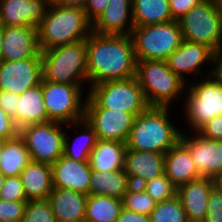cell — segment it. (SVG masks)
Segmentation results:
<instances>
[{
  "label": "cell",
  "mask_w": 222,
  "mask_h": 222,
  "mask_svg": "<svg viewBox=\"0 0 222 222\" xmlns=\"http://www.w3.org/2000/svg\"><path fill=\"white\" fill-rule=\"evenodd\" d=\"M88 85L135 77L136 57L131 35L91 32L86 39Z\"/></svg>",
  "instance_id": "6da1fadb"
},
{
  "label": "cell",
  "mask_w": 222,
  "mask_h": 222,
  "mask_svg": "<svg viewBox=\"0 0 222 222\" xmlns=\"http://www.w3.org/2000/svg\"><path fill=\"white\" fill-rule=\"evenodd\" d=\"M171 107L149 106L136 116L129 137L127 149L165 154L179 140L183 130L174 125L168 111Z\"/></svg>",
  "instance_id": "7a4b0ae2"
},
{
  "label": "cell",
  "mask_w": 222,
  "mask_h": 222,
  "mask_svg": "<svg viewBox=\"0 0 222 222\" xmlns=\"http://www.w3.org/2000/svg\"><path fill=\"white\" fill-rule=\"evenodd\" d=\"M36 29L40 51H45L86 40L92 32V23L83 7L50 4Z\"/></svg>",
  "instance_id": "3957f363"
},
{
  "label": "cell",
  "mask_w": 222,
  "mask_h": 222,
  "mask_svg": "<svg viewBox=\"0 0 222 222\" xmlns=\"http://www.w3.org/2000/svg\"><path fill=\"white\" fill-rule=\"evenodd\" d=\"M135 78L149 106L172 107L182 97L184 100L187 83L171 71L166 61H137Z\"/></svg>",
  "instance_id": "277c9868"
},
{
  "label": "cell",
  "mask_w": 222,
  "mask_h": 222,
  "mask_svg": "<svg viewBox=\"0 0 222 222\" xmlns=\"http://www.w3.org/2000/svg\"><path fill=\"white\" fill-rule=\"evenodd\" d=\"M86 40L41 51L43 79L64 84H87Z\"/></svg>",
  "instance_id": "5b68a950"
},
{
  "label": "cell",
  "mask_w": 222,
  "mask_h": 222,
  "mask_svg": "<svg viewBox=\"0 0 222 222\" xmlns=\"http://www.w3.org/2000/svg\"><path fill=\"white\" fill-rule=\"evenodd\" d=\"M85 107H102L121 110L137 116L147 104L142 88L135 77L125 80H108L88 88Z\"/></svg>",
  "instance_id": "8992f818"
},
{
  "label": "cell",
  "mask_w": 222,
  "mask_h": 222,
  "mask_svg": "<svg viewBox=\"0 0 222 222\" xmlns=\"http://www.w3.org/2000/svg\"><path fill=\"white\" fill-rule=\"evenodd\" d=\"M197 80L187 84L183 100L188 132H196L208 120L222 115V85L210 75Z\"/></svg>",
  "instance_id": "52a82bcc"
},
{
  "label": "cell",
  "mask_w": 222,
  "mask_h": 222,
  "mask_svg": "<svg viewBox=\"0 0 222 222\" xmlns=\"http://www.w3.org/2000/svg\"><path fill=\"white\" fill-rule=\"evenodd\" d=\"M131 37L134 42L136 61L163 60L173 53L183 42L178 21L134 26Z\"/></svg>",
  "instance_id": "ba28073f"
},
{
  "label": "cell",
  "mask_w": 222,
  "mask_h": 222,
  "mask_svg": "<svg viewBox=\"0 0 222 222\" xmlns=\"http://www.w3.org/2000/svg\"><path fill=\"white\" fill-rule=\"evenodd\" d=\"M183 39L209 47L222 44V12L217 0H203L178 20Z\"/></svg>",
  "instance_id": "9c48e42d"
},
{
  "label": "cell",
  "mask_w": 222,
  "mask_h": 222,
  "mask_svg": "<svg viewBox=\"0 0 222 222\" xmlns=\"http://www.w3.org/2000/svg\"><path fill=\"white\" fill-rule=\"evenodd\" d=\"M85 85L56 83L42 78V94L48 119L64 124L85 119Z\"/></svg>",
  "instance_id": "30bf717a"
},
{
  "label": "cell",
  "mask_w": 222,
  "mask_h": 222,
  "mask_svg": "<svg viewBox=\"0 0 222 222\" xmlns=\"http://www.w3.org/2000/svg\"><path fill=\"white\" fill-rule=\"evenodd\" d=\"M65 128L68 129L67 124L50 121L20 129L19 135L26 143L31 161L55 163L63 155Z\"/></svg>",
  "instance_id": "8fae6325"
},
{
  "label": "cell",
  "mask_w": 222,
  "mask_h": 222,
  "mask_svg": "<svg viewBox=\"0 0 222 222\" xmlns=\"http://www.w3.org/2000/svg\"><path fill=\"white\" fill-rule=\"evenodd\" d=\"M212 53L213 51L205 45L183 40L179 48L171 53L165 61L171 71L188 84L194 80L193 77L197 79L210 75L211 70L209 69L211 68L209 67L211 65L209 64L212 62ZM205 65L208 66V73L206 70L203 71ZM203 72H206L204 76ZM187 76H191V78Z\"/></svg>",
  "instance_id": "7c38bea8"
},
{
  "label": "cell",
  "mask_w": 222,
  "mask_h": 222,
  "mask_svg": "<svg viewBox=\"0 0 222 222\" xmlns=\"http://www.w3.org/2000/svg\"><path fill=\"white\" fill-rule=\"evenodd\" d=\"M135 118L126 111L85 107V119L94 128L98 140L126 143Z\"/></svg>",
  "instance_id": "4fadbf2b"
},
{
  "label": "cell",
  "mask_w": 222,
  "mask_h": 222,
  "mask_svg": "<svg viewBox=\"0 0 222 222\" xmlns=\"http://www.w3.org/2000/svg\"><path fill=\"white\" fill-rule=\"evenodd\" d=\"M180 141L188 148L201 177L214 178L222 174V140L207 139L197 132L182 131Z\"/></svg>",
  "instance_id": "5bb4252c"
},
{
  "label": "cell",
  "mask_w": 222,
  "mask_h": 222,
  "mask_svg": "<svg viewBox=\"0 0 222 222\" xmlns=\"http://www.w3.org/2000/svg\"><path fill=\"white\" fill-rule=\"evenodd\" d=\"M42 59L27 58L20 61L0 60V90L22 94L41 84Z\"/></svg>",
  "instance_id": "9a60e30c"
},
{
  "label": "cell",
  "mask_w": 222,
  "mask_h": 222,
  "mask_svg": "<svg viewBox=\"0 0 222 222\" xmlns=\"http://www.w3.org/2000/svg\"><path fill=\"white\" fill-rule=\"evenodd\" d=\"M41 58L36 27H3L1 60Z\"/></svg>",
  "instance_id": "2e32d148"
},
{
  "label": "cell",
  "mask_w": 222,
  "mask_h": 222,
  "mask_svg": "<svg viewBox=\"0 0 222 222\" xmlns=\"http://www.w3.org/2000/svg\"><path fill=\"white\" fill-rule=\"evenodd\" d=\"M49 5L50 0H0V25L37 27Z\"/></svg>",
  "instance_id": "e0dca14e"
},
{
  "label": "cell",
  "mask_w": 222,
  "mask_h": 222,
  "mask_svg": "<svg viewBox=\"0 0 222 222\" xmlns=\"http://www.w3.org/2000/svg\"><path fill=\"white\" fill-rule=\"evenodd\" d=\"M53 188L69 189L89 195L92 170L88 161H75L62 155L51 164Z\"/></svg>",
  "instance_id": "ac0fdd59"
},
{
  "label": "cell",
  "mask_w": 222,
  "mask_h": 222,
  "mask_svg": "<svg viewBox=\"0 0 222 222\" xmlns=\"http://www.w3.org/2000/svg\"><path fill=\"white\" fill-rule=\"evenodd\" d=\"M133 27L132 0H109L92 23V31L102 35H131Z\"/></svg>",
  "instance_id": "d6986e66"
},
{
  "label": "cell",
  "mask_w": 222,
  "mask_h": 222,
  "mask_svg": "<svg viewBox=\"0 0 222 222\" xmlns=\"http://www.w3.org/2000/svg\"><path fill=\"white\" fill-rule=\"evenodd\" d=\"M165 154L126 149L124 170L133 185L141 186L164 173Z\"/></svg>",
  "instance_id": "ffe728a7"
},
{
  "label": "cell",
  "mask_w": 222,
  "mask_h": 222,
  "mask_svg": "<svg viewBox=\"0 0 222 222\" xmlns=\"http://www.w3.org/2000/svg\"><path fill=\"white\" fill-rule=\"evenodd\" d=\"M214 188L213 178L201 177L177 188L176 195L186 212L188 222H204L208 197Z\"/></svg>",
  "instance_id": "44dd1931"
},
{
  "label": "cell",
  "mask_w": 222,
  "mask_h": 222,
  "mask_svg": "<svg viewBox=\"0 0 222 222\" xmlns=\"http://www.w3.org/2000/svg\"><path fill=\"white\" fill-rule=\"evenodd\" d=\"M87 196L78 191L53 188L47 200L56 222H84Z\"/></svg>",
  "instance_id": "7402d4cb"
},
{
  "label": "cell",
  "mask_w": 222,
  "mask_h": 222,
  "mask_svg": "<svg viewBox=\"0 0 222 222\" xmlns=\"http://www.w3.org/2000/svg\"><path fill=\"white\" fill-rule=\"evenodd\" d=\"M164 172L176 188L201 178L188 148L180 140L165 153Z\"/></svg>",
  "instance_id": "603a6c76"
},
{
  "label": "cell",
  "mask_w": 222,
  "mask_h": 222,
  "mask_svg": "<svg viewBox=\"0 0 222 222\" xmlns=\"http://www.w3.org/2000/svg\"><path fill=\"white\" fill-rule=\"evenodd\" d=\"M18 112L12 118L18 130L27 125L50 122L44 104L41 84L19 95Z\"/></svg>",
  "instance_id": "cb8c5ba5"
},
{
  "label": "cell",
  "mask_w": 222,
  "mask_h": 222,
  "mask_svg": "<svg viewBox=\"0 0 222 222\" xmlns=\"http://www.w3.org/2000/svg\"><path fill=\"white\" fill-rule=\"evenodd\" d=\"M20 177L27 201L48 199L53 189L50 164L30 161Z\"/></svg>",
  "instance_id": "d4e9b609"
},
{
  "label": "cell",
  "mask_w": 222,
  "mask_h": 222,
  "mask_svg": "<svg viewBox=\"0 0 222 222\" xmlns=\"http://www.w3.org/2000/svg\"><path fill=\"white\" fill-rule=\"evenodd\" d=\"M126 143L113 140H97L88 163L92 171H117L124 169Z\"/></svg>",
  "instance_id": "484cf974"
},
{
  "label": "cell",
  "mask_w": 222,
  "mask_h": 222,
  "mask_svg": "<svg viewBox=\"0 0 222 222\" xmlns=\"http://www.w3.org/2000/svg\"><path fill=\"white\" fill-rule=\"evenodd\" d=\"M67 127H73V130L74 128L79 129L77 132H80V134L77 133L71 141V135H68L69 133L65 129L63 155L75 161H88L90 153L98 140L94 128L86 119L68 123Z\"/></svg>",
  "instance_id": "4316f807"
},
{
  "label": "cell",
  "mask_w": 222,
  "mask_h": 222,
  "mask_svg": "<svg viewBox=\"0 0 222 222\" xmlns=\"http://www.w3.org/2000/svg\"><path fill=\"white\" fill-rule=\"evenodd\" d=\"M89 195H106L122 199L132 185L124 169L117 171H92Z\"/></svg>",
  "instance_id": "83f0119b"
},
{
  "label": "cell",
  "mask_w": 222,
  "mask_h": 222,
  "mask_svg": "<svg viewBox=\"0 0 222 222\" xmlns=\"http://www.w3.org/2000/svg\"><path fill=\"white\" fill-rule=\"evenodd\" d=\"M132 18L134 26L170 22L169 0H132Z\"/></svg>",
  "instance_id": "f1b7e54d"
},
{
  "label": "cell",
  "mask_w": 222,
  "mask_h": 222,
  "mask_svg": "<svg viewBox=\"0 0 222 222\" xmlns=\"http://www.w3.org/2000/svg\"><path fill=\"white\" fill-rule=\"evenodd\" d=\"M30 161L26 143L19 134L15 138L4 140L0 171L5 177L20 175Z\"/></svg>",
  "instance_id": "f546056e"
},
{
  "label": "cell",
  "mask_w": 222,
  "mask_h": 222,
  "mask_svg": "<svg viewBox=\"0 0 222 222\" xmlns=\"http://www.w3.org/2000/svg\"><path fill=\"white\" fill-rule=\"evenodd\" d=\"M122 209L121 199L106 195H88L84 222H116Z\"/></svg>",
  "instance_id": "4dcf8cb0"
},
{
  "label": "cell",
  "mask_w": 222,
  "mask_h": 222,
  "mask_svg": "<svg viewBox=\"0 0 222 222\" xmlns=\"http://www.w3.org/2000/svg\"><path fill=\"white\" fill-rule=\"evenodd\" d=\"M149 216L151 222H188L186 212L177 195L169 200L156 202Z\"/></svg>",
  "instance_id": "1f68e13d"
},
{
  "label": "cell",
  "mask_w": 222,
  "mask_h": 222,
  "mask_svg": "<svg viewBox=\"0 0 222 222\" xmlns=\"http://www.w3.org/2000/svg\"><path fill=\"white\" fill-rule=\"evenodd\" d=\"M125 210L149 216L155 208L156 201L139 185H131L122 197Z\"/></svg>",
  "instance_id": "d6a6232c"
},
{
  "label": "cell",
  "mask_w": 222,
  "mask_h": 222,
  "mask_svg": "<svg viewBox=\"0 0 222 222\" xmlns=\"http://www.w3.org/2000/svg\"><path fill=\"white\" fill-rule=\"evenodd\" d=\"M141 187L156 202L169 200L176 196L177 188L172 184L171 180L166 176L165 172L156 178L149 180L141 185Z\"/></svg>",
  "instance_id": "836d02e7"
},
{
  "label": "cell",
  "mask_w": 222,
  "mask_h": 222,
  "mask_svg": "<svg viewBox=\"0 0 222 222\" xmlns=\"http://www.w3.org/2000/svg\"><path fill=\"white\" fill-rule=\"evenodd\" d=\"M21 222H56V219L48 200H29Z\"/></svg>",
  "instance_id": "e575fe53"
},
{
  "label": "cell",
  "mask_w": 222,
  "mask_h": 222,
  "mask_svg": "<svg viewBox=\"0 0 222 222\" xmlns=\"http://www.w3.org/2000/svg\"><path fill=\"white\" fill-rule=\"evenodd\" d=\"M0 200L27 201L20 175L5 177L4 184L0 189Z\"/></svg>",
  "instance_id": "d590c367"
},
{
  "label": "cell",
  "mask_w": 222,
  "mask_h": 222,
  "mask_svg": "<svg viewBox=\"0 0 222 222\" xmlns=\"http://www.w3.org/2000/svg\"><path fill=\"white\" fill-rule=\"evenodd\" d=\"M27 201L0 200V222H21Z\"/></svg>",
  "instance_id": "8d00e7d4"
},
{
  "label": "cell",
  "mask_w": 222,
  "mask_h": 222,
  "mask_svg": "<svg viewBox=\"0 0 222 222\" xmlns=\"http://www.w3.org/2000/svg\"><path fill=\"white\" fill-rule=\"evenodd\" d=\"M204 222H222V195L213 188L208 197L207 214Z\"/></svg>",
  "instance_id": "74e56055"
},
{
  "label": "cell",
  "mask_w": 222,
  "mask_h": 222,
  "mask_svg": "<svg viewBox=\"0 0 222 222\" xmlns=\"http://www.w3.org/2000/svg\"><path fill=\"white\" fill-rule=\"evenodd\" d=\"M196 132L207 139L222 140V115L208 120Z\"/></svg>",
  "instance_id": "f35d334b"
},
{
  "label": "cell",
  "mask_w": 222,
  "mask_h": 222,
  "mask_svg": "<svg viewBox=\"0 0 222 222\" xmlns=\"http://www.w3.org/2000/svg\"><path fill=\"white\" fill-rule=\"evenodd\" d=\"M202 1L203 0H169L172 19L178 21Z\"/></svg>",
  "instance_id": "ab89813d"
},
{
  "label": "cell",
  "mask_w": 222,
  "mask_h": 222,
  "mask_svg": "<svg viewBox=\"0 0 222 222\" xmlns=\"http://www.w3.org/2000/svg\"><path fill=\"white\" fill-rule=\"evenodd\" d=\"M18 134L19 130L14 125L13 119L0 107V140H9Z\"/></svg>",
  "instance_id": "60d3db41"
},
{
  "label": "cell",
  "mask_w": 222,
  "mask_h": 222,
  "mask_svg": "<svg viewBox=\"0 0 222 222\" xmlns=\"http://www.w3.org/2000/svg\"><path fill=\"white\" fill-rule=\"evenodd\" d=\"M18 98V94L0 90V107L11 118H13L18 112Z\"/></svg>",
  "instance_id": "b9f144b4"
},
{
  "label": "cell",
  "mask_w": 222,
  "mask_h": 222,
  "mask_svg": "<svg viewBox=\"0 0 222 222\" xmlns=\"http://www.w3.org/2000/svg\"><path fill=\"white\" fill-rule=\"evenodd\" d=\"M109 0H88L84 10L88 20L93 23L105 10Z\"/></svg>",
  "instance_id": "7bdbcfd3"
},
{
  "label": "cell",
  "mask_w": 222,
  "mask_h": 222,
  "mask_svg": "<svg viewBox=\"0 0 222 222\" xmlns=\"http://www.w3.org/2000/svg\"><path fill=\"white\" fill-rule=\"evenodd\" d=\"M210 76L222 85V44L213 51Z\"/></svg>",
  "instance_id": "ee69618b"
},
{
  "label": "cell",
  "mask_w": 222,
  "mask_h": 222,
  "mask_svg": "<svg viewBox=\"0 0 222 222\" xmlns=\"http://www.w3.org/2000/svg\"><path fill=\"white\" fill-rule=\"evenodd\" d=\"M116 222H151V219L150 216L131 212L123 208Z\"/></svg>",
  "instance_id": "f6af8a7d"
},
{
  "label": "cell",
  "mask_w": 222,
  "mask_h": 222,
  "mask_svg": "<svg viewBox=\"0 0 222 222\" xmlns=\"http://www.w3.org/2000/svg\"><path fill=\"white\" fill-rule=\"evenodd\" d=\"M88 0H50V4L57 6L83 7Z\"/></svg>",
  "instance_id": "bcb514c9"
},
{
  "label": "cell",
  "mask_w": 222,
  "mask_h": 222,
  "mask_svg": "<svg viewBox=\"0 0 222 222\" xmlns=\"http://www.w3.org/2000/svg\"><path fill=\"white\" fill-rule=\"evenodd\" d=\"M214 188L222 195V174L217 175L213 178Z\"/></svg>",
  "instance_id": "7dc6e473"
},
{
  "label": "cell",
  "mask_w": 222,
  "mask_h": 222,
  "mask_svg": "<svg viewBox=\"0 0 222 222\" xmlns=\"http://www.w3.org/2000/svg\"><path fill=\"white\" fill-rule=\"evenodd\" d=\"M2 41H3V26L0 25V60H1V52H2Z\"/></svg>",
  "instance_id": "c3c4849f"
},
{
  "label": "cell",
  "mask_w": 222,
  "mask_h": 222,
  "mask_svg": "<svg viewBox=\"0 0 222 222\" xmlns=\"http://www.w3.org/2000/svg\"><path fill=\"white\" fill-rule=\"evenodd\" d=\"M4 181H5V176L0 171V189L2 188V185L4 184Z\"/></svg>",
  "instance_id": "681fc988"
},
{
  "label": "cell",
  "mask_w": 222,
  "mask_h": 222,
  "mask_svg": "<svg viewBox=\"0 0 222 222\" xmlns=\"http://www.w3.org/2000/svg\"><path fill=\"white\" fill-rule=\"evenodd\" d=\"M3 149H4V140H0V160H1Z\"/></svg>",
  "instance_id": "f907efd6"
},
{
  "label": "cell",
  "mask_w": 222,
  "mask_h": 222,
  "mask_svg": "<svg viewBox=\"0 0 222 222\" xmlns=\"http://www.w3.org/2000/svg\"><path fill=\"white\" fill-rule=\"evenodd\" d=\"M219 10L222 12V0H217Z\"/></svg>",
  "instance_id": "816d5d0a"
}]
</instances>
